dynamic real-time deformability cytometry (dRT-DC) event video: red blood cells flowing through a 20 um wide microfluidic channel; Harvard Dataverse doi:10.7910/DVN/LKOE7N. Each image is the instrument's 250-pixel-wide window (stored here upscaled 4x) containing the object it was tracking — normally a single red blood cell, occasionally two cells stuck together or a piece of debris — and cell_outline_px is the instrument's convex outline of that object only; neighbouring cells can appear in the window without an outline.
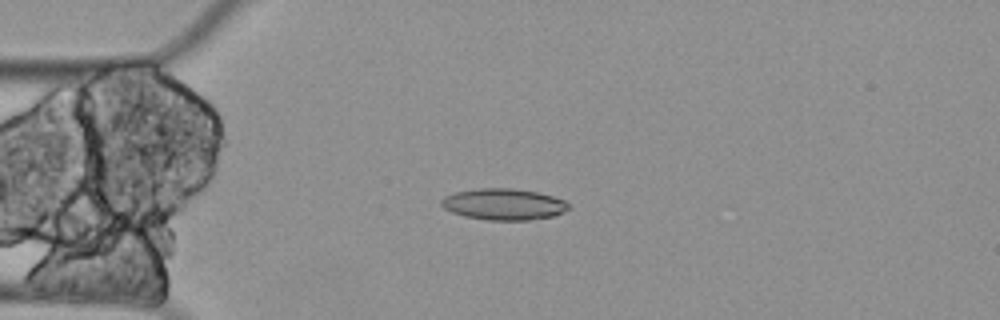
{"species": "Egyptian fruit bat (a non-hibernating species)", "species_latin": "Rousettus aegyptiacus", "temperature_condition": "cold", "stored_images_in_passage": 6, "segment_of_instrument_passage": [1, 2], "camera_frame_rate_fps": 3000, "um_per_image_px": 0.085, "animal": {"sex": "female"}, "frame": {"image": 1, "passage_image": 3, "time_ms": 0.667, "image_size_px": [1000, 320], "cell_outline_px": [[572, 208], [564, 212], [552, 216], [528, 220], [488, 220], [464, 216], [452, 212], [444, 208], [440, 204], [440, 200], [444, 196], [456, 192], [480, 188], [512, 188], [536, 192], [552, 196], [564, 200]], "centroid_in_image_um": [42.81, 17.36], "position_along_channel_um": 42.2, "area_um2": 23.24}}